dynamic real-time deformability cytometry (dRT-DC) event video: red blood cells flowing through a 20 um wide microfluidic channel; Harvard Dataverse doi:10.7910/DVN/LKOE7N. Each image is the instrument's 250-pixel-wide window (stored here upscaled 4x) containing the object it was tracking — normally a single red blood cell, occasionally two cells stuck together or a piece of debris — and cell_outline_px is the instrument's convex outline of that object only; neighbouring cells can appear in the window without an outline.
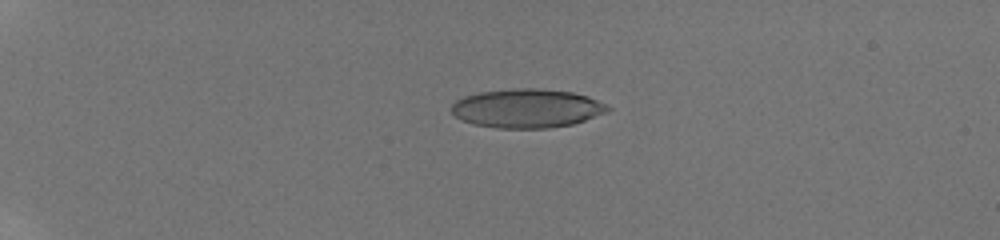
{"species": "human", "species_latin": "Homo sapiens", "temperature_condition": "room temperature", "stored_images_in_passage": 36, "camera_frame_rate_fps": 3000, "um_per_image_px": 0.085, "donor": {"sex": "male"}, "frame": {"image": 1, "passage_image": 11, "time_ms": 4.667, "image_size_px": [1000, 240], "cell_outline_px": [[612, 108], [608, 112], [572, 124], [548, 128], [496, 128], [472, 124], [456, 116], [452, 112], [452, 104], [456, 100], [464, 96], [480, 92], [512, 88], [540, 88], [572, 92], [588, 96]], "centroid_in_image_um": [44.79, 9.2], "position_along_channel_um": 40.2, "area_um2": 35.37}}
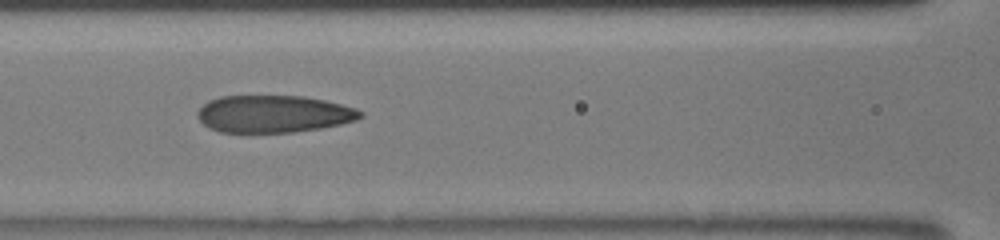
{"frame": {"image": 2, "passage_image": 17, "time_ms": 9.0, "image_size_px": [1000, 240], "cell_outline_px": [[364, 116], [356, 120], [340, 124], [320, 128], [296, 132], [220, 132], [208, 128], [196, 116], [196, 112], [208, 100], [220, 96], [304, 96], [324, 100], [356, 108], [364, 112]], "centroid_in_image_um": [23.25, 9.68], "position_along_channel_um": 143.4, "area_um2": 35.49}}
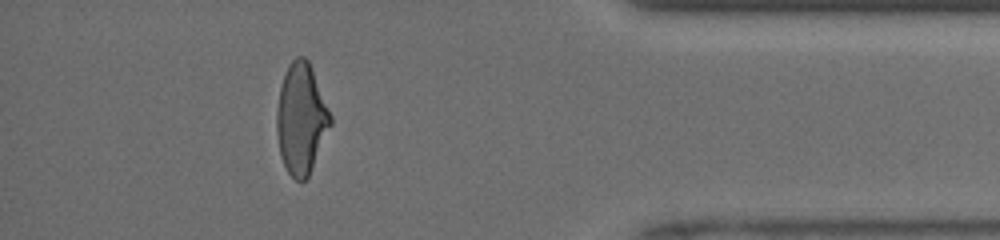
{"frame": {"image": 3, "passage_image": 32, "time_ms": 16.0, "image_size_px": [1000, 240], "cell_outline_px": [[332, 124], [308, 176], [304, 180], [296, 180], [288, 172], [284, 164], [280, 152], [276, 132], [276, 112], [280, 88], [288, 64], [296, 56], [304, 56], [308, 60], [312, 68], [332, 116]], "centroid_in_image_um": [25.6, 10.06], "position_along_channel_um": 409.6, "area_um2": 34.45}, "authors_computed_cell_mechanics": {"area_um2": 35.3736, "velocity_mm_per_s": 4.1621, "shape_relaxation_time_tau1_ms": 6.6526, "shape_relaxation_time_tau2_ms": 0.9519, "deformation_change_tau1": 0.2008, "deformation_change_tau2": 0.0656}}